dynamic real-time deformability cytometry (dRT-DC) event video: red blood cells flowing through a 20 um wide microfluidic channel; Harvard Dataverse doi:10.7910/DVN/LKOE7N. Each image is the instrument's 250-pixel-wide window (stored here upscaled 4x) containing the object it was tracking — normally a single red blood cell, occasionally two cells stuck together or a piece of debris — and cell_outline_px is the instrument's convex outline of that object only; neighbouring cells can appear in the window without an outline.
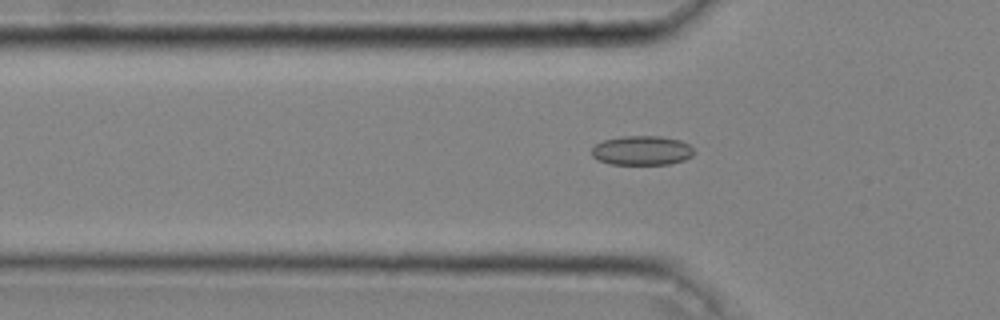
{"species": "common noctule bat (a hibernating species)", "species_latin": "Nyctalus noctula", "temperature_condition": "cold", "stored_images_in_passage": 46, "camera_frame_rate_fps": 3000, "um_per_image_px": 0.085, "animal": {"sex": "male", "body_mass_g": 20.4}, "frame": {"image": 1, "passage_image": 15, "time_ms": 4.667, "image_size_px": [1000, 320], "cell_outline_px": [[696, 152], [692, 156], [684, 160], [668, 164], [608, 164], [596, 160], [592, 156], [592, 148], [596, 144], [604, 140], [624, 136], [660, 136], [680, 140], [688, 144]], "centroid_in_image_um": [54.56, 12.8], "position_along_channel_um": 71.2, "area_um2": 17.57}}
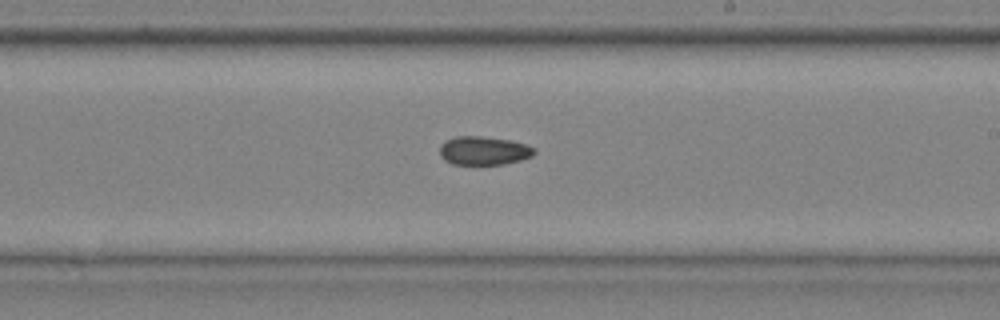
{"frame": {"image": 2, "passage_image": 28, "time_ms": 9.0, "image_size_px": [1000, 320], "cell_outline_px": [[536, 152], [532, 156], [520, 160], [504, 164], [452, 164], [444, 160], [440, 156], [440, 144], [444, 140], [456, 136], [480, 136], [512, 140], [536, 148]], "centroid_in_image_um": [41.1, 12.8], "position_along_channel_um": 247.9, "area_um2": 15.9}}
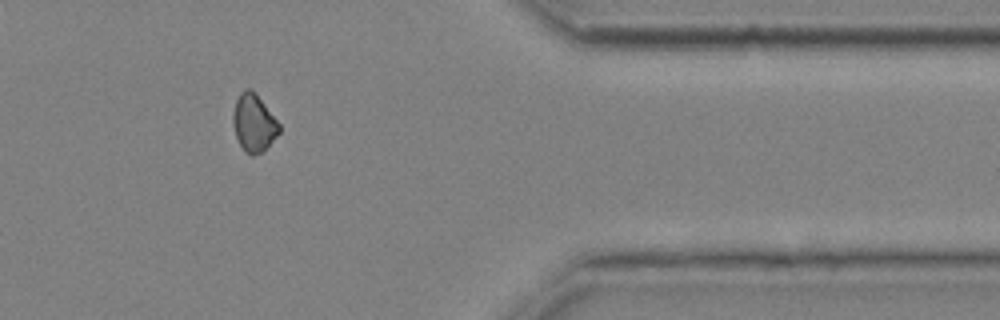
{"frame": {"image": 3, "passage_image": 40, "time_ms": 13.0, "image_size_px": [1000, 320], "cell_outline_px": [[280, 132], [260, 152], [252, 156], [244, 152], [236, 136], [232, 120], [232, 116], [236, 100], [240, 92], [244, 88], [252, 88], [256, 92], [280, 124]], "centroid_in_image_um": [21.55, 10.4], "position_along_channel_um": 389.8, "area_um2": 15.43}}